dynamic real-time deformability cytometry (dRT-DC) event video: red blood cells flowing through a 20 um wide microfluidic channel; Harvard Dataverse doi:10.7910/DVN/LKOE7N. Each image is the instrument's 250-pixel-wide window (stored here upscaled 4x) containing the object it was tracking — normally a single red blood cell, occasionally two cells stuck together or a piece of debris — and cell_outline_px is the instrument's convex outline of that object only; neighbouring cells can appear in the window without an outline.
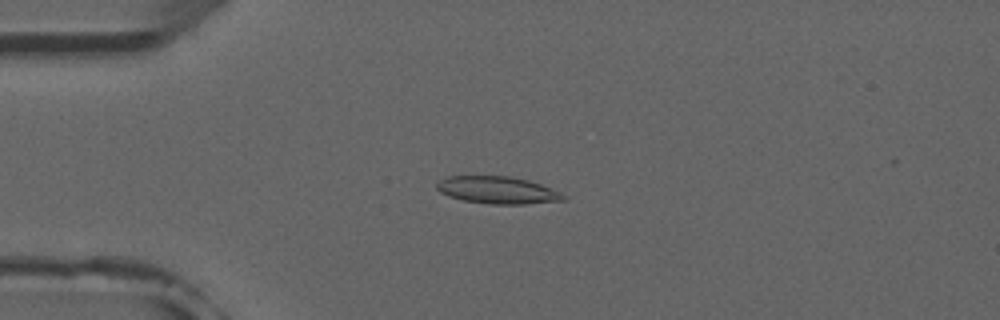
{"species": "common noctule bat (a hibernating species)", "species_latin": "Nyctalus noctula", "temperature_condition": "room temperature", "stored_images_in_passage": 6, "camera_frame_rate_fps": 3000, "um_per_image_px": 0.085, "animal": {"sex": "male", "forearm_length_mm": 52.5}, "frame": {"image": 1, "passage_image": 3, "time_ms": 3.333, "image_size_px": [1000, 320], "cell_outline_px": [[568, 196], [564, 200], [524, 204], [488, 204], [464, 200], [448, 196], [440, 192], [436, 188], [436, 184], [440, 180], [448, 176], [508, 176], [528, 180], [540, 184], [560, 192]], "centroid_in_image_um": [42.28, 16.16], "position_along_channel_um": 42.7, "area_um2": 20.06}}
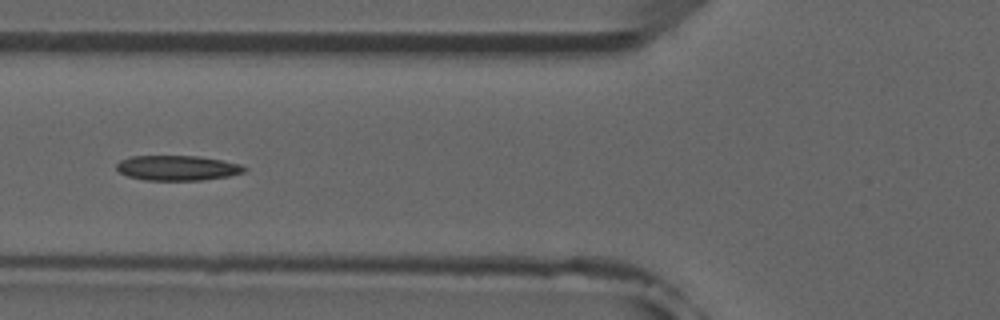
{"frame": {"image": 2, "passage_image": 5, "time_ms": 5.667, "image_size_px": [1000, 320], "cell_outline_px": [[248, 168], [244, 172], [228, 176], [200, 180], [144, 180], [128, 176], [120, 172], [116, 168], [116, 164], [120, 160], [128, 156], [200, 156], [224, 160], [240, 164]], "centroid_in_image_um": [15.08, 14.26], "position_along_channel_um": 110.7, "area_um2": 18.73}}
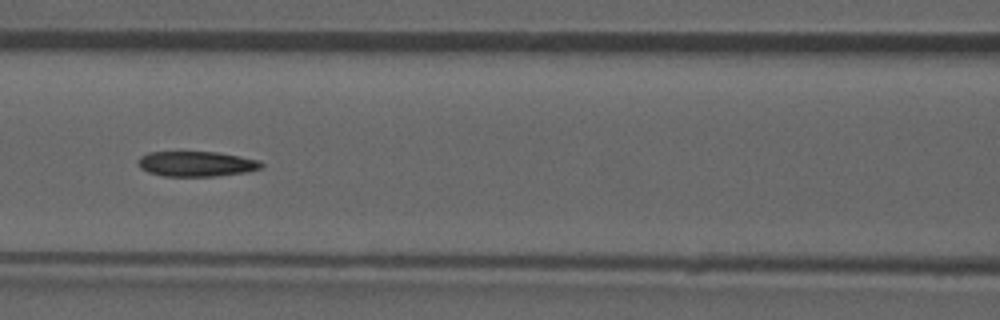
{"frame": {"image": 3, "passage_image": 6, "time_ms": 6.667, "image_size_px": [1000, 320], "cell_outline_px": [[264, 164], [260, 168], [248, 172], [216, 176], [164, 176], [148, 172], [140, 168], [136, 164], [136, 160], [140, 156], [148, 152], [216, 152], [260, 160]], "centroid_in_image_um": [16.66, 13.93], "position_along_channel_um": 149.9, "area_um2": 18.21}}